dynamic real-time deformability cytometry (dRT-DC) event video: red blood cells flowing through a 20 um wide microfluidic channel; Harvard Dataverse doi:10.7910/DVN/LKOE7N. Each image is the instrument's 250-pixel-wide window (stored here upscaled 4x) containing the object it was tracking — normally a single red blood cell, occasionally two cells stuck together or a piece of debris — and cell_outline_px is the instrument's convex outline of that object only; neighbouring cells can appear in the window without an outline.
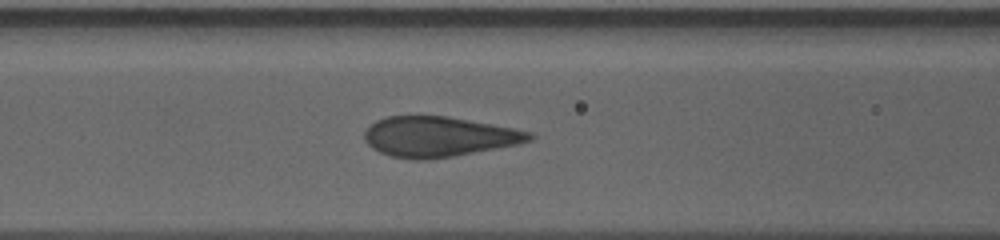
{"species": "human", "species_latin": "Homo sapiens", "temperature_condition": "cold", "stored_images_in_passage": 36, "camera_frame_rate_fps": 3000, "um_per_image_px": 0.085, "donor": {"sex": "male"}, "frame": {"image": 1, "passage_image": 6, "time_ms": 1.667, "image_size_px": [1000, 240], "cell_outline_px": [[528, 136], [520, 140], [440, 156], [404, 156], [388, 152], [380, 148], [368, 136], [372, 128], [376, 124], [384, 120], [396, 116], [436, 116], [516, 132]], "centroid_in_image_um": [37.05, 11.56], "position_along_channel_um": 129.5, "area_um2": 31.33}}
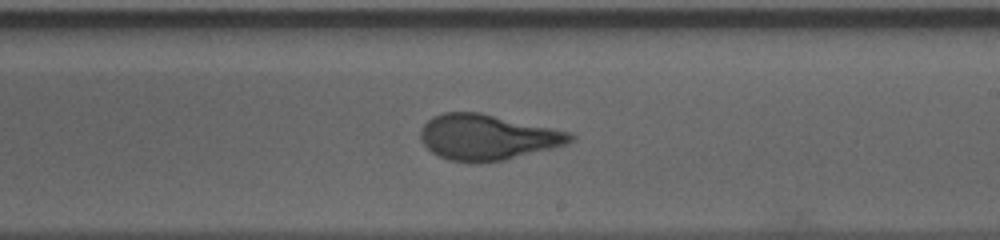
{"frame": {"image": 2, "passage_image": 16, "time_ms": 5.0, "image_size_px": [1000, 240], "cell_outline_px": [[568, 136], [564, 140], [504, 156], [488, 160], [464, 160], [448, 156], [432, 148], [428, 128], [428, 124], [432, 120], [440, 116], [484, 116], [552, 132]], "centroid_in_image_um": [41.24, 11.67], "position_along_channel_um": 247.8, "area_um2": 30.35}}
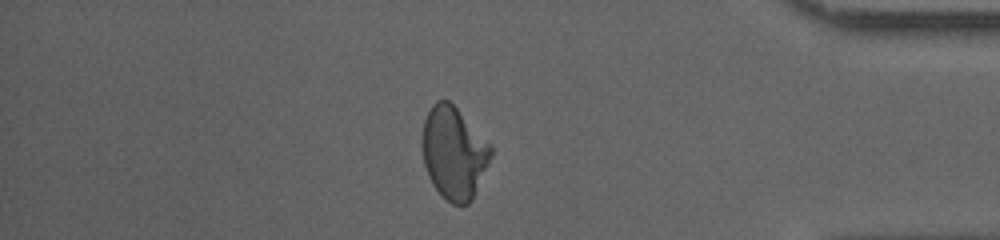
{"frame": {"image": 3, "passage_image": 31, "time_ms": 10.0, "image_size_px": [1000, 240], "cell_outline_px": [[488, 156], [472, 192], [468, 200], [464, 204], [456, 204], [448, 200], [440, 192], [432, 180], [424, 156], [424, 128], [428, 116], [432, 108], [436, 104], [444, 100], [452, 104], [488, 152]], "centroid_in_image_um": [38.47, 13.02], "position_along_channel_um": 396.7, "area_um2": 31.96}}